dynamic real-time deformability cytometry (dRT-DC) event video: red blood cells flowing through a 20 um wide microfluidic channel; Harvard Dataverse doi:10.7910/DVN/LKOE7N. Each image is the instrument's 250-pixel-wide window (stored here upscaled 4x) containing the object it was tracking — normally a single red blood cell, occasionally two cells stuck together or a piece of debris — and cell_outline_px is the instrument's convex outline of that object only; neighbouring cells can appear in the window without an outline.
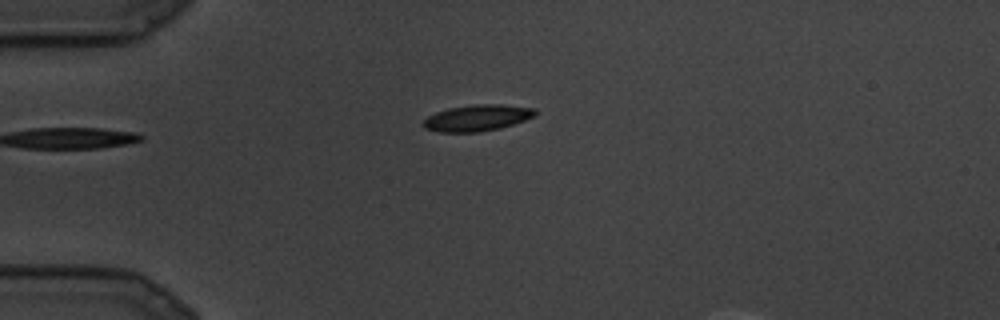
{"species": "common noctule bat (a hibernating species)", "species_latin": "Nyctalus noctula", "temperature_condition": "cold", "stored_images_in_passage": 9, "camera_frame_rate_fps": 3000, "um_per_image_px": 0.085, "animal": {"sex": "male", "body_mass_g": 19.5, "forearm_length_mm": 54.6}, "frame": {"image": 1, "passage_image": 1, "time_ms": 0.0, "image_size_px": [1000, 320], "cell_outline_px": [[540, 112], [536, 116], [500, 128], [476, 132], [436, 132], [424, 128], [420, 124], [428, 116], [436, 112], [448, 108], [472, 104], [500, 104], [536, 108]], "centroid_in_image_um": [40.57, 10.01], "position_along_channel_um": 44.4, "area_um2": 17.4}}
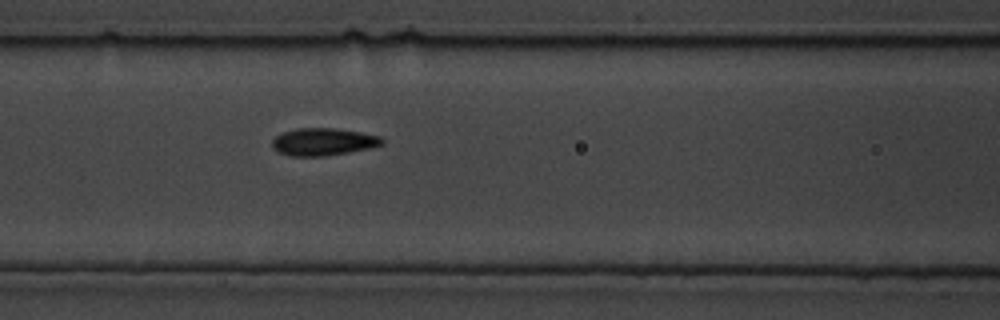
{"frame": {"image": 2, "passage_image": 6, "time_ms": 1.667, "image_size_px": [1000, 320], "cell_outline_px": [[384, 144], [372, 148], [324, 156], [288, 156], [276, 152], [272, 148], [272, 140], [276, 136], [284, 132], [296, 128], [332, 128], [360, 132], [380, 136], [384, 140]], "centroid_in_image_um": [27.46, 12.06], "position_along_channel_um": 139.1, "area_um2": 17.69}}
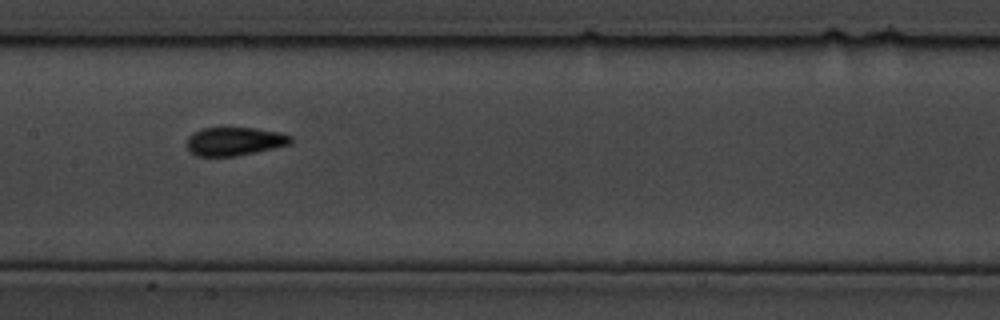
{"frame": {"image": 3, "passage_image": 8, "time_ms": 2.333, "image_size_px": [1000, 320], "cell_outline_px": [[292, 140], [288, 144], [272, 148], [236, 156], [196, 156], [188, 148], [188, 136], [192, 132], [204, 128], [256, 128], [280, 132], [292, 136]], "centroid_in_image_um": [19.92, 12.0], "position_along_channel_um": 187.5, "area_um2": 16.99}}